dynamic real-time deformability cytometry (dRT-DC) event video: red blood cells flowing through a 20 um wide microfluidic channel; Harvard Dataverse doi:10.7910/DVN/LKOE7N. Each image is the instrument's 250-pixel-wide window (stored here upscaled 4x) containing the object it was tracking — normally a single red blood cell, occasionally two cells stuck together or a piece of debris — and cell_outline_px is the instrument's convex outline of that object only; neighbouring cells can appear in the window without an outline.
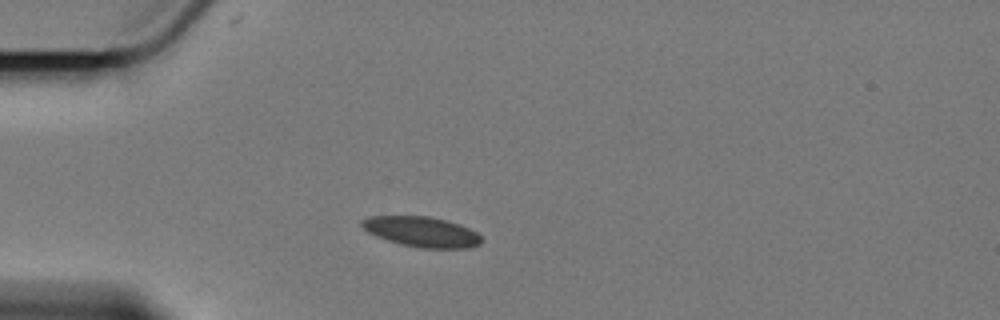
{"species": "Egyptian fruit bat (a non-hibernating species)", "species_latin": "Rousettus aegyptiacus", "temperature_condition": "cold", "stored_images_in_passage": 12, "camera_frame_rate_fps": 3000, "um_per_image_px": 0.085, "animal": {"sex": "female"}, "frame": {"image": 1, "passage_image": 1, "time_ms": 0.0, "image_size_px": [1000, 320], "cell_outline_px": [[484, 240], [480, 244], [472, 248], [420, 248], [400, 244], [376, 236], [368, 232], [360, 224], [360, 220], [368, 216], [428, 216], [460, 224], [476, 232]], "centroid_in_image_um": [35.85, 19.7], "position_along_channel_um": 49.2, "area_um2": 21.15}}
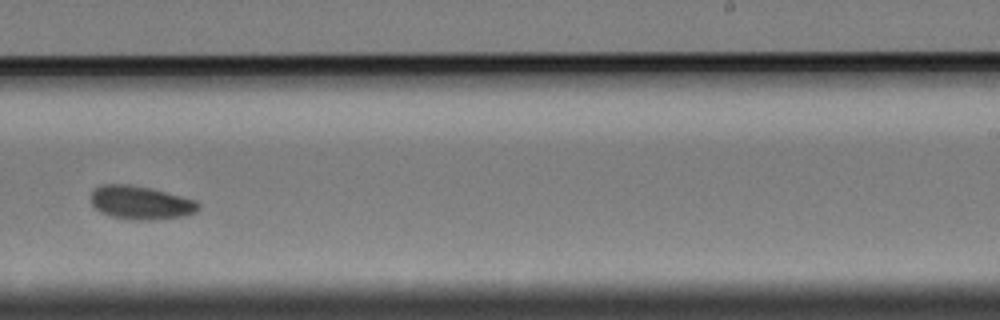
{"frame": {"image": 2, "passage_image": 7, "time_ms": 7.333, "image_size_px": [1000, 320], "cell_outline_px": [[200, 208], [196, 212], [184, 216], [152, 220], [132, 220], [112, 216], [96, 208], [92, 204], [92, 188], [100, 184], [128, 184], [152, 188], [196, 200], [200, 204]], "centroid_in_image_um": [11.98, 17.21], "position_along_channel_um": 277.0, "area_um2": 21.04}}
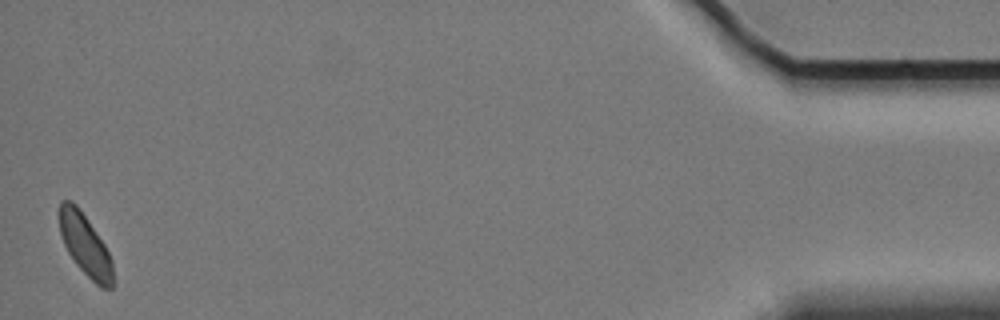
{"frame": {"image": 3, "passage_image": 12, "time_ms": 14.333, "image_size_px": [1000, 320], "cell_outline_px": [[112, 288], [100, 288], [76, 264], [68, 252], [64, 244], [60, 232], [60, 200], [72, 200], [76, 204], [88, 220], [104, 244], [112, 260]], "centroid_in_image_um": [7.23, 20.81], "position_along_channel_um": 428.0, "area_um2": 18.84}, "authors_computed_cell_mechanics": {"area_um2": 20.7213, "velocity_mm_per_s": 3.345, "shape_relaxation_time_tau1_ms": 9.4802, "shape_relaxation_time_tau2_ms": 7.7753, "deformation_change_tau1": 0.0892, "deformation_change_tau2": 0.0928}}